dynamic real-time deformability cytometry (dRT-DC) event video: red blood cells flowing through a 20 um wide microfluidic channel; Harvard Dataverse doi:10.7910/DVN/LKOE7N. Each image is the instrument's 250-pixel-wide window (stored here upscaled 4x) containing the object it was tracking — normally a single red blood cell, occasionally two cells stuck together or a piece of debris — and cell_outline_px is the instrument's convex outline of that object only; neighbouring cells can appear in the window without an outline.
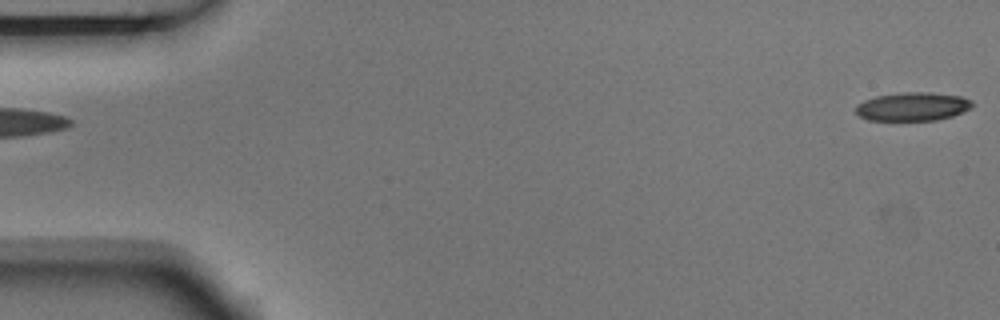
{"species": "Egyptian fruit bat (a non-hibernating species)", "species_latin": "Rousettus aegyptiacus", "temperature_condition": "room temperature", "stored_images_in_passage": 3, "segment_of_instrument_passage": [2, 2], "camera_frame_rate_fps": 3000, "um_per_image_px": 0.085, "animal": {"sex": "male"}, "frame": {"image": 1, "passage_image": 3, "time_ms": 0.667, "image_size_px": [1000, 320], "cell_outline_px": [[972, 108], [952, 116], [936, 120], [868, 120], [860, 116], [856, 112], [856, 104], [864, 100], [876, 96], [904, 92], [932, 92], [960, 96], [972, 100]], "centroid_in_image_um": [77.58, 9.05], "position_along_channel_um": 7.4, "area_um2": 19.36}}